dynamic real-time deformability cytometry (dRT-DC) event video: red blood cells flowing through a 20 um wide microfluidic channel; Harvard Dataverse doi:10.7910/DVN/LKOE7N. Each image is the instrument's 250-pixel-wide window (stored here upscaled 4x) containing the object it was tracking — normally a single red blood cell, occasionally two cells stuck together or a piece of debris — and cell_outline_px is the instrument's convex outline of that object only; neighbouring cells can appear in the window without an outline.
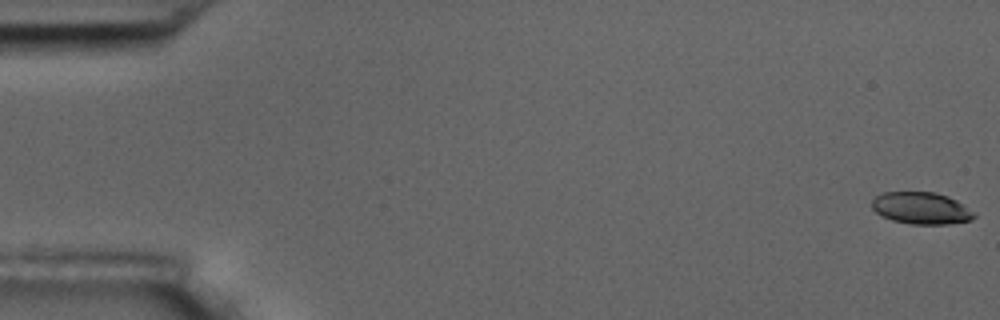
{"species": "common noctule bat (a hibernating species)", "species_latin": "Nyctalus noctula", "temperature_condition": "room temperature", "stored_images_in_passage": 6, "segment_of_instrument_passage": [1, 2], "camera_frame_rate_fps": 3000, "um_per_image_px": 0.085, "animal": {"sex": "male", "body_mass_g": 17.5, "forearm_length_mm": 52.3}, "frame": {"image": 1, "passage_image": 1, "time_ms": 0.0, "image_size_px": [1000, 320], "cell_outline_px": [[976, 216], [972, 220], [948, 224], [912, 224], [892, 220], [876, 212], [872, 208], [872, 200], [876, 196], [884, 192], [936, 192], [948, 196], [956, 200], [976, 212]], "centroid_in_image_um": [78.34, 17.69], "position_along_channel_um": 6.7, "area_um2": 19.07}}
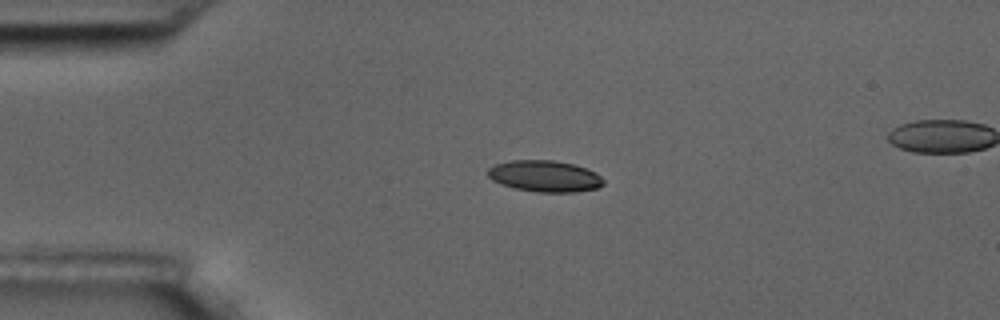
{"frame": {"image": 2, "passage_image": 4, "time_ms": 4.333, "image_size_px": [1000, 320], "cell_outline_px": [[604, 184], [596, 188], [572, 192], [536, 192], [516, 188], [492, 180], [488, 176], [488, 168], [492, 164], [512, 160], [552, 160], [572, 164], [596, 172], [604, 180]], "centroid_in_image_um": [46.28, 14.96], "position_along_channel_um": 38.7, "area_um2": 20.98}}